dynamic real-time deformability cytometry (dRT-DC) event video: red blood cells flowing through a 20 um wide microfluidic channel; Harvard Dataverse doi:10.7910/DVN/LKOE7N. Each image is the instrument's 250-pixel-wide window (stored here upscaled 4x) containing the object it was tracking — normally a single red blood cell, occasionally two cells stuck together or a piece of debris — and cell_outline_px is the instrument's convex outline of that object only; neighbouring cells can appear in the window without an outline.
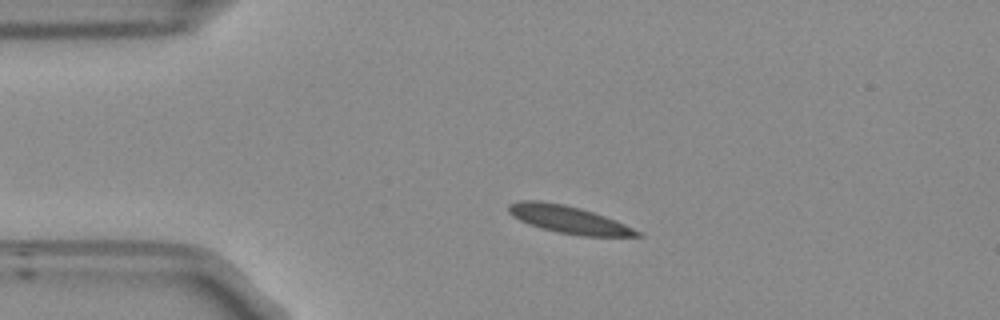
{"species": "Egyptian fruit bat (a non-hibernating species)", "species_latin": "Rousettus aegyptiacus", "temperature_condition": "room temperature", "stored_images_in_passage": 44, "camera_frame_rate_fps": 3000, "um_per_image_px": 0.085, "frame": {"image": 1, "passage_image": 1, "time_ms": 0.0, "image_size_px": [1000, 320], "cell_outline_px": [[644, 236], [580, 236], [560, 232], [528, 224], [512, 216], [508, 212], [508, 204], [520, 200], [540, 200], [564, 204], [580, 208], [616, 220], [640, 232]], "centroid_in_image_um": [48.3, 18.64], "position_along_channel_um": 36.7, "area_um2": 20.4}}
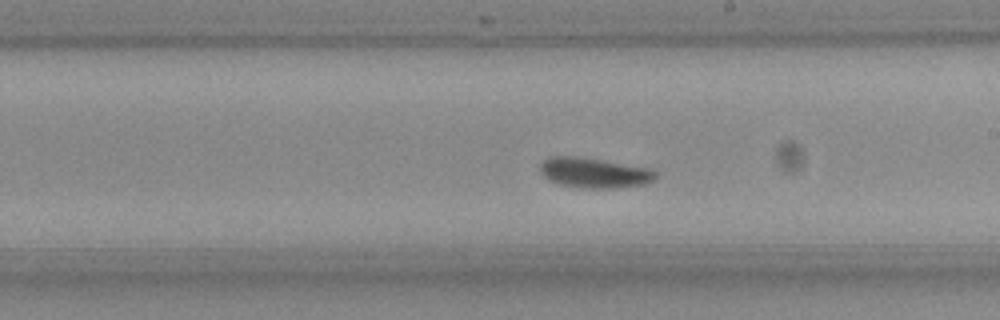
{"frame": {"image": 2, "passage_image": 20, "time_ms": 6.333, "image_size_px": [1000, 320], "cell_outline_px": [[656, 176], [652, 180], [644, 184], [620, 188], [584, 188], [560, 184], [548, 180], [540, 172], [540, 164], [544, 160], [552, 156], [576, 156], [648, 168], [656, 172]], "centroid_in_image_um": [50.47, 14.69], "position_along_channel_um": 238.5, "area_um2": 20.06}}
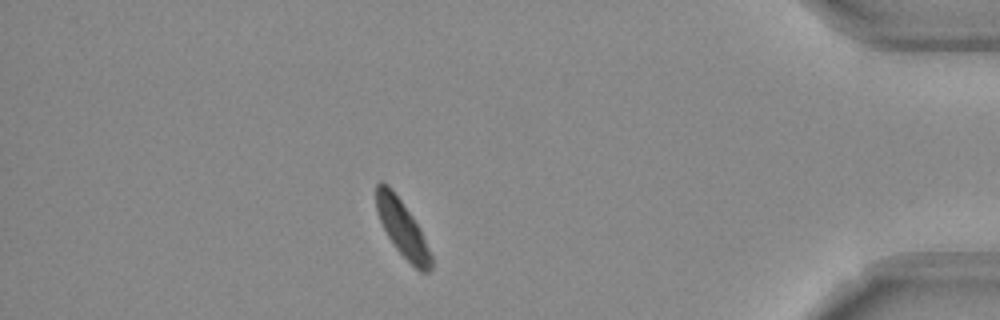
{"frame": {"image": 3, "passage_image": 37, "time_ms": 12.0, "image_size_px": [1000, 320], "cell_outline_px": [[432, 268], [428, 272], [420, 272], [396, 248], [388, 236], [380, 220], [376, 208], [376, 184], [380, 180], [388, 184], [400, 200], [420, 228], [432, 256]], "centroid_in_image_um": [34.2, 19.4], "position_along_channel_um": 401.0, "area_um2": 17.63}, "authors_computed_cell_mechanics": {"area_um2": 19.3052, "velocity_mm_per_s": 3.6771, "shape_relaxation_time_tau1_ms": 9.9954, "shape_relaxation_time_tau2_ms": null, "deformation_change_tau1": 0.2042, "deformation_change_tau2": null}}